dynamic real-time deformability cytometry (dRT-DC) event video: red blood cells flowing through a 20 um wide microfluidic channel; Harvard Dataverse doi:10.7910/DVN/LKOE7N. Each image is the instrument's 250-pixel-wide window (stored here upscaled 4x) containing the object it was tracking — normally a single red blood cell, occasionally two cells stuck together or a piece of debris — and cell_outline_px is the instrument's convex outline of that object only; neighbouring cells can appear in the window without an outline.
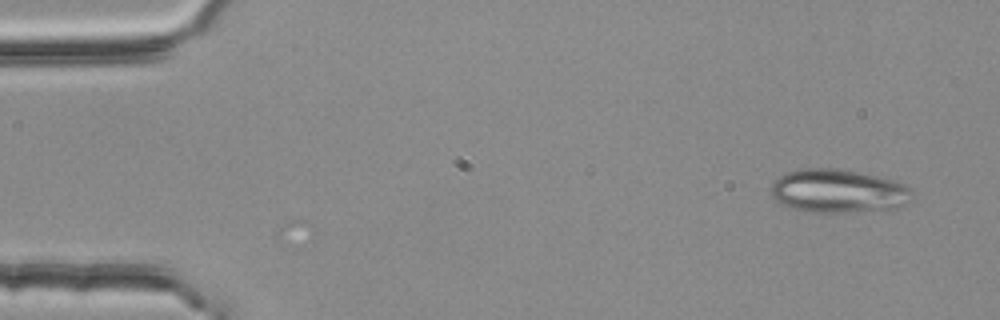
{"species": "common noctule bat (a hibernating species)", "species_latin": "Nyctalus noctula", "temperature_condition": "room temperature", "stored_images_in_passage": 2, "camera_frame_rate_fps": 3000, "um_per_image_px": 0.085, "animal": {"sex": "female", "body_mass_g": 25.1}, "frame": {"image": 1, "passage_image": 1, "time_ms": 0.0, "image_size_px": [1000, 320], "cell_outline_px": [[912, 200], [896, 208], [840, 212], [812, 212], [792, 208], [776, 200], [772, 196], [772, 184], [780, 176], [788, 172], [804, 168], [836, 168], [876, 176], [892, 180], [908, 188], [912, 192]], "centroid_in_image_um": [71.23, 16.24], "position_along_channel_um": 13.8, "area_um2": 35.08}}